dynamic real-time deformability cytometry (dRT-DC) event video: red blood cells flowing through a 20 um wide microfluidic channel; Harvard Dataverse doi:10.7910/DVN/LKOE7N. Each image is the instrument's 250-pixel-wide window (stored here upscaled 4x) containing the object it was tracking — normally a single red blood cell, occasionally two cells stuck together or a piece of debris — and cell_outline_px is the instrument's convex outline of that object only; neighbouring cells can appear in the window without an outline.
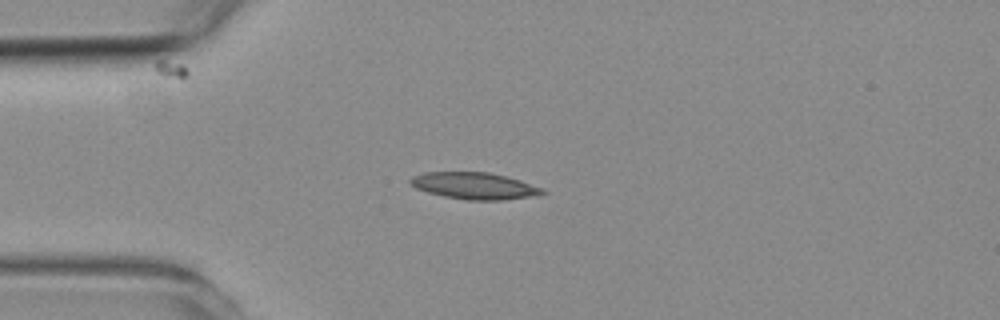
{"species": "common noctule bat (a hibernating species)", "species_latin": "Nyctalus noctula", "temperature_condition": "room temperature", "stored_images_in_passage": 36, "camera_frame_rate_fps": 3000, "um_per_image_px": 0.085, "animal": {"sex": "female", "body_mass_g": 19.3, "forearm_length_mm": 54.1}, "frame": {"image": 1, "passage_image": 1, "time_ms": 0.0, "image_size_px": [1000, 320], "cell_outline_px": [[548, 192], [528, 196], [500, 200], [468, 200], [444, 196], [428, 192], [416, 188], [408, 180], [412, 176], [424, 172], [488, 172], [520, 180], [544, 188]], "centroid_in_image_um": [40.31, 15.78], "position_along_channel_um": 44.7, "area_um2": 20.35}}
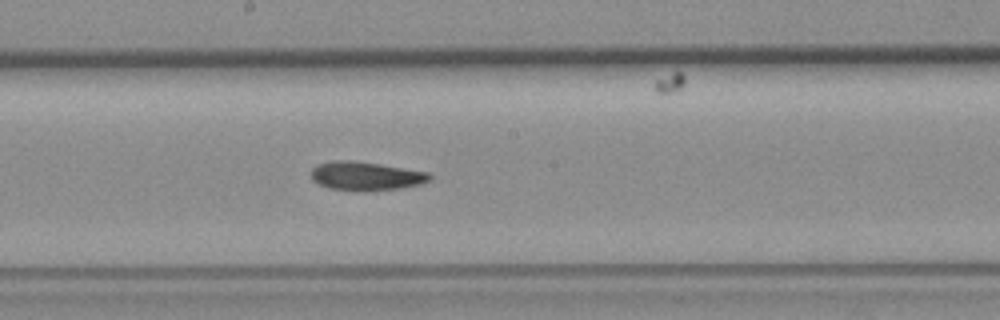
{"frame": {"image": 2, "passage_image": 16, "time_ms": 5.0, "image_size_px": [1000, 320], "cell_outline_px": [[432, 180], [420, 184], [400, 188], [364, 192], [356, 192], [328, 188], [312, 180], [312, 168], [316, 164], [336, 160], [344, 160], [380, 164], [428, 172], [432, 176]], "centroid_in_image_um": [31.1, 14.98], "position_along_channel_um": 217.1, "area_um2": 20.0}}
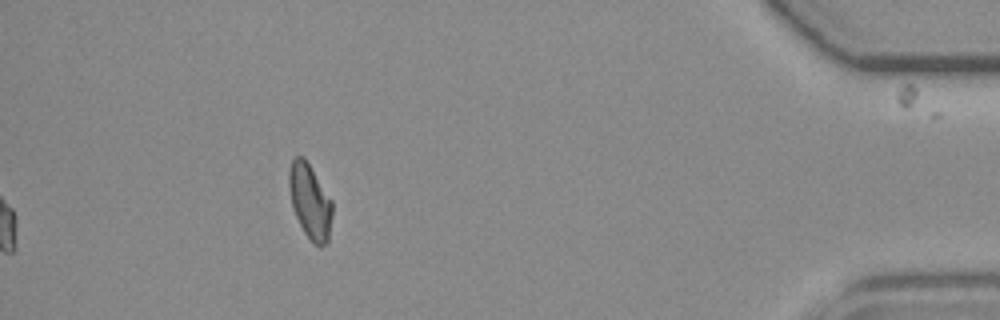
{"frame": {"image": 3, "passage_image": 36, "time_ms": 11.667, "image_size_px": [1000, 320], "cell_outline_px": [[332, 216], [328, 240], [320, 248], [304, 232], [292, 208], [288, 184], [288, 172], [292, 160], [296, 156], [304, 156], [332, 200]], "centroid_in_image_um": [26.34, 17.08], "position_along_channel_um": 408.9, "area_um2": 18.79}, "authors_computed_cell_mechanics": {"area_um2": 19.3341, "velocity_mm_per_s": 3.7901, "shape_relaxation_time_tau1_ms": 10.2078, "shape_relaxation_time_tau2_ms": null, "deformation_change_tau1": 0.2136, "deformation_change_tau2": null}}